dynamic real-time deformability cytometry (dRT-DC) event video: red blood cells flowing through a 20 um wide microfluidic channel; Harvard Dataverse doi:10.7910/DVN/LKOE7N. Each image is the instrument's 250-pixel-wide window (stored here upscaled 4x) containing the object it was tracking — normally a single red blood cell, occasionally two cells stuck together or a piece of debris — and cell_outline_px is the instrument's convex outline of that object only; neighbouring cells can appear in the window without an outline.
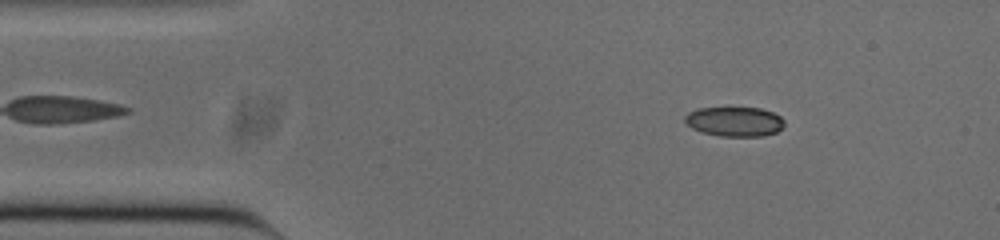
{"species": "common noctule bat (a hibernating species)", "species_latin": "Nyctalus noctula", "temperature_condition": "cold", "stored_images_in_passage": 52, "camera_frame_rate_fps": 3000, "um_per_image_px": 0.085, "animal": {"sex": "male", "body_mass_g": 20.0, "forearm_length_mm": 53.3}, "frame": {"image": 1, "passage_image": 7, "time_ms": 2.0, "image_size_px": [1000, 240], "cell_outline_px": [[784, 124], [776, 132], [764, 136], [720, 136], [700, 132], [692, 128], [684, 120], [684, 116], [688, 112], [696, 108], [760, 108], [772, 112], [780, 116], [784, 120]], "centroid_in_image_um": [62.41, 10.33], "position_along_channel_um": 22.6, "area_um2": 17.17}}
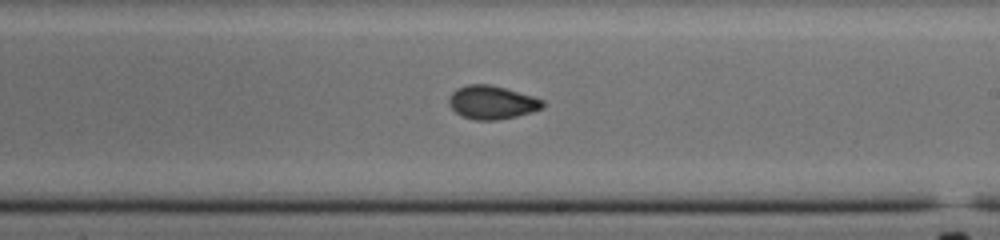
{"frame": {"image": 2, "passage_image": 29, "time_ms": 9.333, "image_size_px": [1000, 240], "cell_outline_px": [[544, 104], [540, 108], [532, 112], [516, 116], [496, 120], [476, 120], [464, 116], [456, 112], [448, 104], [448, 96], [456, 88], [468, 84], [492, 84], [532, 96], [544, 100]], "centroid_in_image_um": [41.78, 8.69], "position_along_channel_um": 247.2, "area_um2": 18.21}}
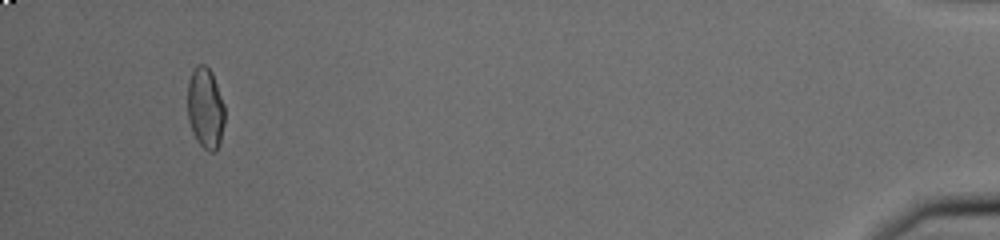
{"frame": {"image": 3, "passage_image": 49, "time_ms": 16.0, "image_size_px": [1000, 240], "cell_outline_px": [[224, 124], [220, 144], [216, 152], [208, 152], [196, 140], [192, 132], [188, 120], [188, 80], [196, 64], [204, 64], [212, 72], [224, 104]], "centroid_in_image_um": [17.46, 9.22], "position_along_channel_um": 417.7, "area_um2": 17.74}, "authors_computed_cell_mechanics": {"area_um2": 17.7446, "velocity_mm_per_s": 3.8479, "shape_relaxation_time_tau1_ms": null, "shape_relaxation_time_tau2_ms": 2.3468, "deformation_change_tau1": null, "deformation_change_tau2": 0.063}}